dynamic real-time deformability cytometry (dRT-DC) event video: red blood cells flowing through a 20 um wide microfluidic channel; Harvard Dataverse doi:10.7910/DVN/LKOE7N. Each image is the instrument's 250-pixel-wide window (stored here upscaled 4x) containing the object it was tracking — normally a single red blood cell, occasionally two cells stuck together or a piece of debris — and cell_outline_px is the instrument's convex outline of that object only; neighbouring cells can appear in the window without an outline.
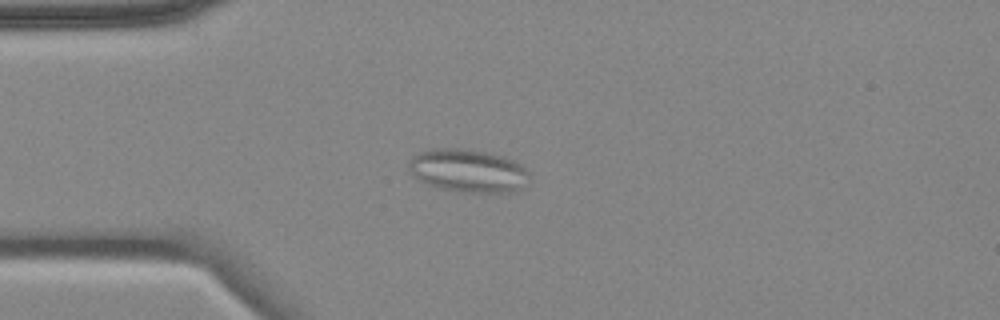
{"species": "common noctule bat (a hibernating species)", "species_latin": "Nyctalus noctula", "temperature_condition": "cold", "stored_images_in_passage": 9, "camera_frame_rate_fps": 3000, "um_per_image_px": 0.085, "animal": {"sex": "female", "body_mass_g": 18.4}, "frame": {"image": 1, "passage_image": 2, "time_ms": 1.333, "image_size_px": [1000, 320], "cell_outline_px": [[532, 180], [520, 188], [512, 192], [460, 192], [440, 188], [428, 184], [412, 176], [408, 168], [408, 164], [412, 156], [420, 152], [432, 148], [460, 148], [488, 152], [512, 160], [520, 164], [532, 172]], "centroid_in_image_um": [39.81, 14.51], "position_along_channel_um": 45.2, "area_um2": 30.63}}
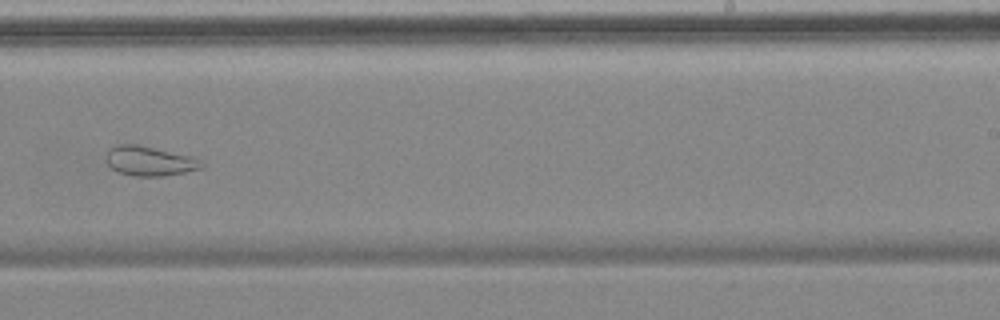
{"frame": {"image": 2, "passage_image": 8, "time_ms": 8.333, "image_size_px": [1000, 320], "cell_outline_px": [[204, 164], [200, 168], [184, 172], [164, 176], [132, 176], [120, 172], [112, 168], [104, 160], [104, 156], [108, 148], [116, 144], [136, 144], [192, 156], [200, 160]], "centroid_in_image_um": [12.64, 13.67], "position_along_channel_um": 276.4, "area_um2": 16.53}}